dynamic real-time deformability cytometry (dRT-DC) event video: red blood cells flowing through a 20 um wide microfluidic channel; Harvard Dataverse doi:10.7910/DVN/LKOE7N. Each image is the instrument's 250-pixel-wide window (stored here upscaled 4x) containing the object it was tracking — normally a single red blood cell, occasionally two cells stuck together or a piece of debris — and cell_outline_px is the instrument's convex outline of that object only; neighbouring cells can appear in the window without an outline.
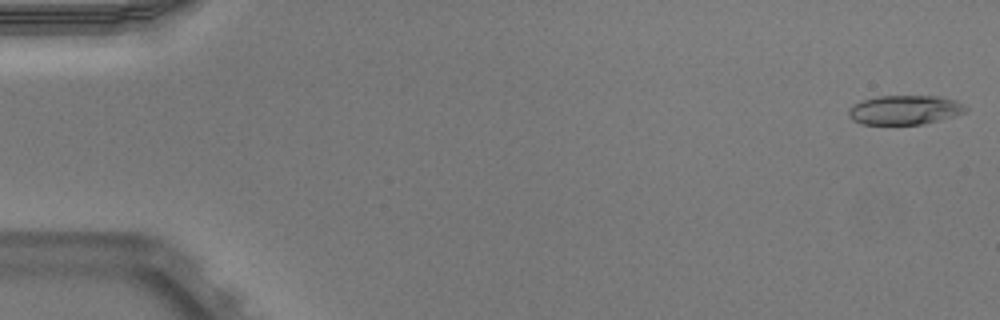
{"species": "Egyptian fruit bat (a non-hibernating species)", "species_latin": "Rousettus aegyptiacus", "temperature_condition": "warm", "stored_images_in_passage": 51, "camera_frame_rate_fps": 3000, "um_per_image_px": 0.085, "animal": {"sex": "male"}, "frame": {"image": 1, "passage_image": 1, "time_ms": 0.0, "image_size_px": [1000, 320], "cell_outline_px": [[968, 108], [964, 112], [956, 116], [924, 124], [860, 124], [852, 120], [848, 116], [848, 108], [852, 104], [864, 100], [880, 96], [940, 96], [956, 100]], "centroid_in_image_um": [76.89, 9.35], "position_along_channel_um": 8.1, "area_um2": 20.11}}
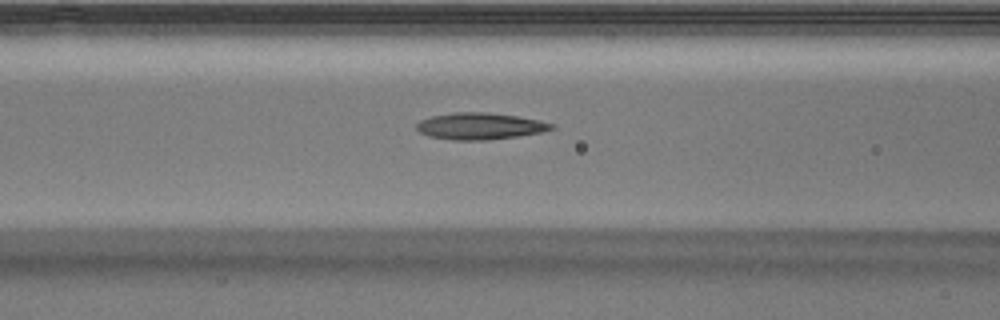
{"frame": {"image": 2, "passage_image": 21, "time_ms": 6.667, "image_size_px": [1000, 320], "cell_outline_px": [[556, 128], [544, 132], [516, 136], [484, 140], [452, 140], [428, 136], [420, 132], [416, 128], [416, 124], [420, 120], [432, 116], [452, 112], [484, 112], [516, 116], [540, 120], [556, 124]], "centroid_in_image_um": [40.81, 10.72], "position_along_channel_um": 125.8, "area_um2": 21.04}}
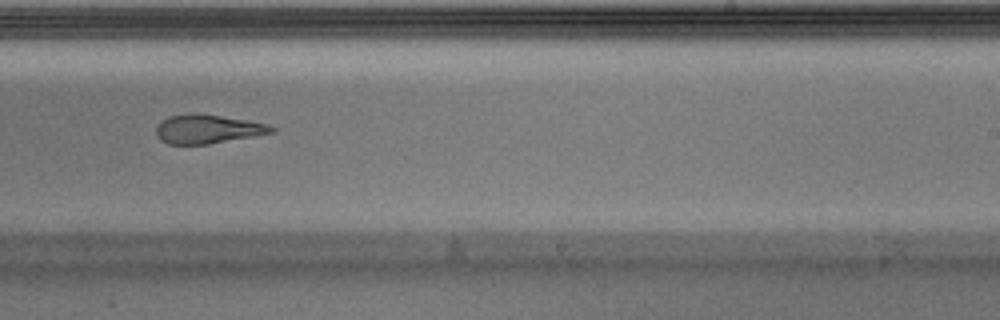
{"frame": {"image": 3, "passage_image": 32, "time_ms": 10.333, "image_size_px": [1000, 320], "cell_outline_px": [[276, 132], [208, 144], [168, 144], [160, 140], [156, 136], [156, 128], [160, 120], [168, 116], [220, 116], [248, 120], [268, 124], [276, 128]], "centroid_in_image_um": [17.67, 11.01], "position_along_channel_um": 271.3, "area_um2": 18.84}, "authors_computed_cell_mechanics": {"area_um2": 20.6924, "velocity_mm_per_s": 3.9687, "shape_relaxation_time_tau1_ms": null, "shape_relaxation_time_tau2_ms": 1.9903, "deformation_change_tau1": null, "deformation_change_tau2": 0.113}}